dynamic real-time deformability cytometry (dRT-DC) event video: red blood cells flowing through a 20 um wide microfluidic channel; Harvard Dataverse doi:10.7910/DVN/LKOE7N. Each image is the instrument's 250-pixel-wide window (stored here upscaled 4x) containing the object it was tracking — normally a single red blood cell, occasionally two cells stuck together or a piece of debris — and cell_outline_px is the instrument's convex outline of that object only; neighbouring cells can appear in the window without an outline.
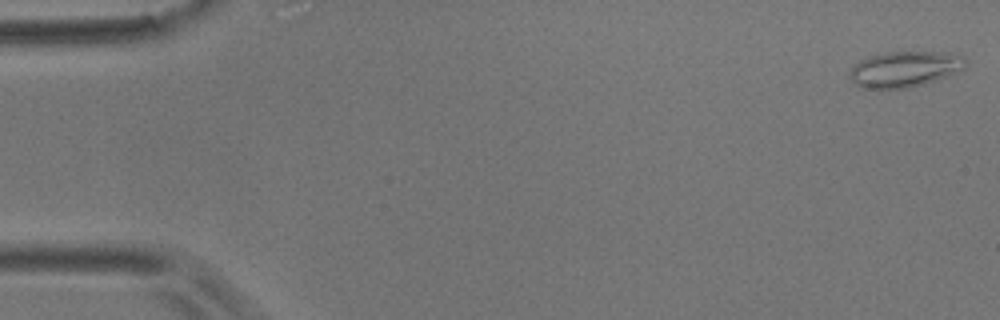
{"species": "common noctule bat (a hibernating species)", "species_latin": "Nyctalus noctula", "temperature_condition": "room temperature", "stored_images_in_passage": 56, "camera_frame_rate_fps": 3000, "um_per_image_px": 0.085, "animal": {"sex": "male", "body_mass_g": 17.9}, "frame": {"image": 1, "passage_image": 1, "time_ms": 0.0, "image_size_px": [1000, 320], "cell_outline_px": [[968, 64], [964, 68], [948, 76], [908, 88], [876, 92], [864, 88], [856, 84], [848, 76], [848, 72], [860, 60], [868, 56], [884, 52], [952, 52], [964, 56], [968, 60]], "centroid_in_image_um": [76.88, 5.9], "position_along_channel_um": 8.1, "area_um2": 24.91}}
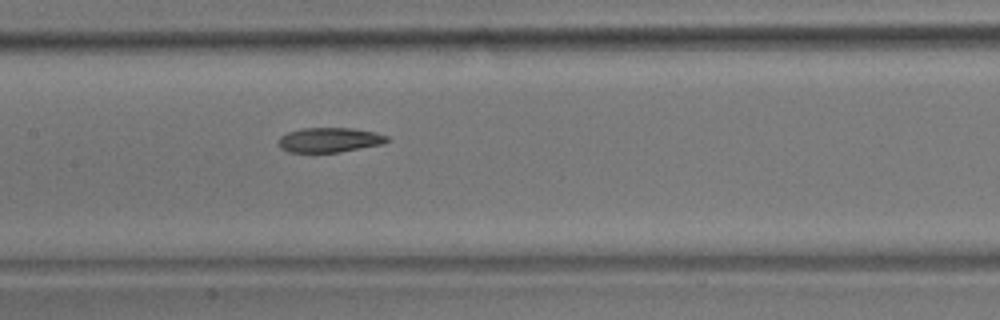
{"frame": {"image": 2, "passage_image": 27, "time_ms": 8.667, "image_size_px": [1000, 320], "cell_outline_px": [[392, 140], [384, 144], [340, 152], [288, 152], [280, 148], [276, 144], [276, 140], [280, 136], [288, 132], [300, 128], [352, 128], [376, 132], [388, 136]], "centroid_in_image_um": [28.0, 11.89], "position_along_channel_um": 179.4, "area_um2": 16.01}}
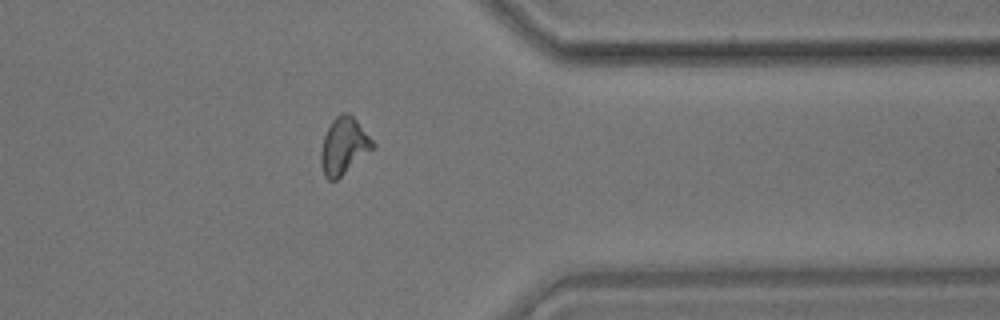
{"frame": {"image": 3, "passage_image": 45, "time_ms": 14.667, "image_size_px": [1000, 320], "cell_outline_px": [[376, 148], [336, 180], [328, 180], [324, 176], [320, 160], [320, 152], [324, 136], [332, 120], [340, 112], [348, 112], [356, 120], [376, 144]], "centroid_in_image_um": [29.24, 12.41], "position_along_channel_um": 382.2, "area_um2": 17.28}, "authors_computed_cell_mechanics": {"area_um2": 16.9932, "velocity_mm_per_s": 3.5567, "shape_relaxation_time_tau1_ms": 10.2622, "shape_relaxation_time_tau2_ms": 7.296, "deformation_change_tau1": 0.2164, "deformation_change_tau2": 0.1397}}